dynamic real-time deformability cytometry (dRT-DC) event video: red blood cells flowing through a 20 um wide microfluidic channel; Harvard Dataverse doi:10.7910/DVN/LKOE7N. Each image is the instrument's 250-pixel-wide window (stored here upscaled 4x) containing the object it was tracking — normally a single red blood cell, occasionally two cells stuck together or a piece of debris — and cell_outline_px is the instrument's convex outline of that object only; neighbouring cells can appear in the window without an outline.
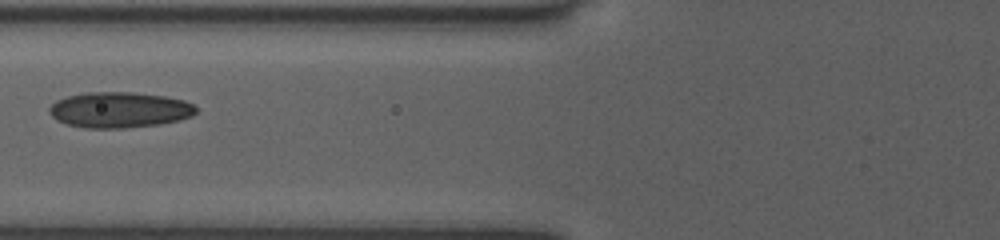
{"species": "human", "species_latin": "Homo sapiens", "temperature_condition": "room temperature", "stored_images_in_passage": 3, "camera_frame_rate_fps": 3000, "um_per_image_px": 0.085, "donor": {"sex": "female"}, "frame": {"image": 1, "passage_image": 3, "time_ms": 2.0, "image_size_px": [1000, 240], "cell_outline_px": [[196, 112], [192, 116], [176, 120], [156, 124], [124, 128], [84, 128], [68, 124], [56, 120], [48, 112], [48, 108], [56, 100], [68, 96], [84, 92], [136, 92], [164, 96], [184, 100], [192, 104], [196, 108]], "centroid_in_image_um": [10.11, 9.33], "position_along_channel_um": 115.7, "area_um2": 30.46}}